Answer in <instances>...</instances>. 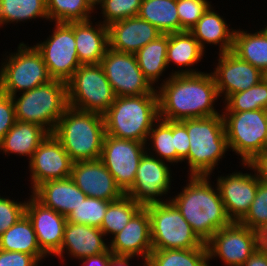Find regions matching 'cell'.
Masks as SVG:
<instances>
[{
    "label": "cell",
    "mask_w": 267,
    "mask_h": 266,
    "mask_svg": "<svg viewBox=\"0 0 267 266\" xmlns=\"http://www.w3.org/2000/svg\"><path fill=\"white\" fill-rule=\"evenodd\" d=\"M242 165L257 172L258 180L267 184V149L256 155L249 163H242Z\"/></svg>",
    "instance_id": "7dc6e473"
},
{
    "label": "cell",
    "mask_w": 267,
    "mask_h": 266,
    "mask_svg": "<svg viewBox=\"0 0 267 266\" xmlns=\"http://www.w3.org/2000/svg\"><path fill=\"white\" fill-rule=\"evenodd\" d=\"M92 24L91 19L74 22L76 51L81 65L100 64L109 47L108 26L101 22L96 26Z\"/></svg>",
    "instance_id": "d4e9b609"
},
{
    "label": "cell",
    "mask_w": 267,
    "mask_h": 266,
    "mask_svg": "<svg viewBox=\"0 0 267 266\" xmlns=\"http://www.w3.org/2000/svg\"><path fill=\"white\" fill-rule=\"evenodd\" d=\"M0 68V92L13 96L49 83L47 66L35 46L21 42L17 52L6 56Z\"/></svg>",
    "instance_id": "ba28073f"
},
{
    "label": "cell",
    "mask_w": 267,
    "mask_h": 266,
    "mask_svg": "<svg viewBox=\"0 0 267 266\" xmlns=\"http://www.w3.org/2000/svg\"><path fill=\"white\" fill-rule=\"evenodd\" d=\"M256 172H234L217 179L219 190L227 216L232 222H239L248 212L258 188Z\"/></svg>",
    "instance_id": "ac0fdd59"
},
{
    "label": "cell",
    "mask_w": 267,
    "mask_h": 266,
    "mask_svg": "<svg viewBox=\"0 0 267 266\" xmlns=\"http://www.w3.org/2000/svg\"><path fill=\"white\" fill-rule=\"evenodd\" d=\"M140 203L135 202L131 197L123 195L120 199L112 201L103 217L99 228L106 236H114L127 225L130 219L142 208Z\"/></svg>",
    "instance_id": "e575fe53"
},
{
    "label": "cell",
    "mask_w": 267,
    "mask_h": 266,
    "mask_svg": "<svg viewBox=\"0 0 267 266\" xmlns=\"http://www.w3.org/2000/svg\"><path fill=\"white\" fill-rule=\"evenodd\" d=\"M167 48L168 34H161L135 53L139 68L152 86L168 68Z\"/></svg>",
    "instance_id": "4dcf8cb0"
},
{
    "label": "cell",
    "mask_w": 267,
    "mask_h": 266,
    "mask_svg": "<svg viewBox=\"0 0 267 266\" xmlns=\"http://www.w3.org/2000/svg\"><path fill=\"white\" fill-rule=\"evenodd\" d=\"M38 264L32 255L0 250V266H39Z\"/></svg>",
    "instance_id": "bcb514c9"
},
{
    "label": "cell",
    "mask_w": 267,
    "mask_h": 266,
    "mask_svg": "<svg viewBox=\"0 0 267 266\" xmlns=\"http://www.w3.org/2000/svg\"><path fill=\"white\" fill-rule=\"evenodd\" d=\"M103 118L107 135L148 144V134L159 119L158 95L116 97Z\"/></svg>",
    "instance_id": "3957f363"
},
{
    "label": "cell",
    "mask_w": 267,
    "mask_h": 266,
    "mask_svg": "<svg viewBox=\"0 0 267 266\" xmlns=\"http://www.w3.org/2000/svg\"><path fill=\"white\" fill-rule=\"evenodd\" d=\"M25 214L33 224L41 250L47 257L54 256L62 245L67 218L43 205L33 195L26 201Z\"/></svg>",
    "instance_id": "d6986e66"
},
{
    "label": "cell",
    "mask_w": 267,
    "mask_h": 266,
    "mask_svg": "<svg viewBox=\"0 0 267 266\" xmlns=\"http://www.w3.org/2000/svg\"><path fill=\"white\" fill-rule=\"evenodd\" d=\"M112 254L113 253L108 249L104 253L87 256L81 259L82 266H108Z\"/></svg>",
    "instance_id": "c3c4849f"
},
{
    "label": "cell",
    "mask_w": 267,
    "mask_h": 266,
    "mask_svg": "<svg viewBox=\"0 0 267 266\" xmlns=\"http://www.w3.org/2000/svg\"><path fill=\"white\" fill-rule=\"evenodd\" d=\"M71 178L87 197L112 202L124 195L100 159L73 162Z\"/></svg>",
    "instance_id": "ffe728a7"
},
{
    "label": "cell",
    "mask_w": 267,
    "mask_h": 266,
    "mask_svg": "<svg viewBox=\"0 0 267 266\" xmlns=\"http://www.w3.org/2000/svg\"><path fill=\"white\" fill-rule=\"evenodd\" d=\"M54 25L52 35L34 46L40 52L51 78L67 83L81 65L76 51L74 22H55Z\"/></svg>",
    "instance_id": "8fae6325"
},
{
    "label": "cell",
    "mask_w": 267,
    "mask_h": 266,
    "mask_svg": "<svg viewBox=\"0 0 267 266\" xmlns=\"http://www.w3.org/2000/svg\"><path fill=\"white\" fill-rule=\"evenodd\" d=\"M149 153V154H148ZM153 152H146L137 168L135 181L125 193L143 207L151 203L168 202L162 200V195L171 190L172 172L164 160L152 156Z\"/></svg>",
    "instance_id": "9a60e30c"
},
{
    "label": "cell",
    "mask_w": 267,
    "mask_h": 266,
    "mask_svg": "<svg viewBox=\"0 0 267 266\" xmlns=\"http://www.w3.org/2000/svg\"><path fill=\"white\" fill-rule=\"evenodd\" d=\"M173 137L176 148V163L183 162L190 148L186 127L180 121H173Z\"/></svg>",
    "instance_id": "f6af8a7d"
},
{
    "label": "cell",
    "mask_w": 267,
    "mask_h": 266,
    "mask_svg": "<svg viewBox=\"0 0 267 266\" xmlns=\"http://www.w3.org/2000/svg\"><path fill=\"white\" fill-rule=\"evenodd\" d=\"M161 34L155 26L139 16L129 17L108 26L109 48L135 54Z\"/></svg>",
    "instance_id": "7402d4cb"
},
{
    "label": "cell",
    "mask_w": 267,
    "mask_h": 266,
    "mask_svg": "<svg viewBox=\"0 0 267 266\" xmlns=\"http://www.w3.org/2000/svg\"><path fill=\"white\" fill-rule=\"evenodd\" d=\"M241 60L250 63L262 72L267 69V29L255 33L244 30L234 31L233 49Z\"/></svg>",
    "instance_id": "f546056e"
},
{
    "label": "cell",
    "mask_w": 267,
    "mask_h": 266,
    "mask_svg": "<svg viewBox=\"0 0 267 266\" xmlns=\"http://www.w3.org/2000/svg\"><path fill=\"white\" fill-rule=\"evenodd\" d=\"M31 193L43 205L65 217L87 197L71 177L48 180L38 185Z\"/></svg>",
    "instance_id": "cb8c5ba5"
},
{
    "label": "cell",
    "mask_w": 267,
    "mask_h": 266,
    "mask_svg": "<svg viewBox=\"0 0 267 266\" xmlns=\"http://www.w3.org/2000/svg\"><path fill=\"white\" fill-rule=\"evenodd\" d=\"M207 0H176L180 32L190 31L211 6Z\"/></svg>",
    "instance_id": "b9f144b4"
},
{
    "label": "cell",
    "mask_w": 267,
    "mask_h": 266,
    "mask_svg": "<svg viewBox=\"0 0 267 266\" xmlns=\"http://www.w3.org/2000/svg\"><path fill=\"white\" fill-rule=\"evenodd\" d=\"M49 20L54 22H78L92 19L95 10L87 0H46Z\"/></svg>",
    "instance_id": "d590c367"
},
{
    "label": "cell",
    "mask_w": 267,
    "mask_h": 266,
    "mask_svg": "<svg viewBox=\"0 0 267 266\" xmlns=\"http://www.w3.org/2000/svg\"><path fill=\"white\" fill-rule=\"evenodd\" d=\"M209 261L216 256L227 266H242L260 246V233L231 222L218 230L207 242Z\"/></svg>",
    "instance_id": "7c38bea8"
},
{
    "label": "cell",
    "mask_w": 267,
    "mask_h": 266,
    "mask_svg": "<svg viewBox=\"0 0 267 266\" xmlns=\"http://www.w3.org/2000/svg\"><path fill=\"white\" fill-rule=\"evenodd\" d=\"M186 127L190 148L183 160L189 164V176H210L228 151L222 114L180 120Z\"/></svg>",
    "instance_id": "5b68a950"
},
{
    "label": "cell",
    "mask_w": 267,
    "mask_h": 266,
    "mask_svg": "<svg viewBox=\"0 0 267 266\" xmlns=\"http://www.w3.org/2000/svg\"><path fill=\"white\" fill-rule=\"evenodd\" d=\"M225 102V103H224ZM224 112H242L267 109V83L262 79L247 90L229 95L225 101Z\"/></svg>",
    "instance_id": "8d00e7d4"
},
{
    "label": "cell",
    "mask_w": 267,
    "mask_h": 266,
    "mask_svg": "<svg viewBox=\"0 0 267 266\" xmlns=\"http://www.w3.org/2000/svg\"><path fill=\"white\" fill-rule=\"evenodd\" d=\"M155 127V128H154ZM152 142L151 148L146 151H154L155 156L159 159L173 164L176 162V148L173 137V121L159 118L151 128L147 141Z\"/></svg>",
    "instance_id": "74e56055"
},
{
    "label": "cell",
    "mask_w": 267,
    "mask_h": 266,
    "mask_svg": "<svg viewBox=\"0 0 267 266\" xmlns=\"http://www.w3.org/2000/svg\"><path fill=\"white\" fill-rule=\"evenodd\" d=\"M90 4H91V6L94 8V9H96L95 7V5H99V3L102 1V0H87Z\"/></svg>",
    "instance_id": "f5cc1de1"
},
{
    "label": "cell",
    "mask_w": 267,
    "mask_h": 266,
    "mask_svg": "<svg viewBox=\"0 0 267 266\" xmlns=\"http://www.w3.org/2000/svg\"><path fill=\"white\" fill-rule=\"evenodd\" d=\"M147 143L126 140L105 134L100 161L114 177L116 185L125 194L133 185Z\"/></svg>",
    "instance_id": "5bb4252c"
},
{
    "label": "cell",
    "mask_w": 267,
    "mask_h": 266,
    "mask_svg": "<svg viewBox=\"0 0 267 266\" xmlns=\"http://www.w3.org/2000/svg\"><path fill=\"white\" fill-rule=\"evenodd\" d=\"M142 0H102L100 8L104 17L102 24L109 26L113 22L138 16Z\"/></svg>",
    "instance_id": "60d3db41"
},
{
    "label": "cell",
    "mask_w": 267,
    "mask_h": 266,
    "mask_svg": "<svg viewBox=\"0 0 267 266\" xmlns=\"http://www.w3.org/2000/svg\"><path fill=\"white\" fill-rule=\"evenodd\" d=\"M132 258H134V256L112 254L108 266H130L129 261Z\"/></svg>",
    "instance_id": "f907efd6"
},
{
    "label": "cell",
    "mask_w": 267,
    "mask_h": 266,
    "mask_svg": "<svg viewBox=\"0 0 267 266\" xmlns=\"http://www.w3.org/2000/svg\"><path fill=\"white\" fill-rule=\"evenodd\" d=\"M73 161L52 134L42 141L29 161L31 190L48 180L71 177Z\"/></svg>",
    "instance_id": "2e32d148"
},
{
    "label": "cell",
    "mask_w": 267,
    "mask_h": 266,
    "mask_svg": "<svg viewBox=\"0 0 267 266\" xmlns=\"http://www.w3.org/2000/svg\"><path fill=\"white\" fill-rule=\"evenodd\" d=\"M211 73L215 79L218 94L224 99L234 93L247 90L262 80L260 69L241 60L232 51L219 53L217 66Z\"/></svg>",
    "instance_id": "e0dca14e"
},
{
    "label": "cell",
    "mask_w": 267,
    "mask_h": 266,
    "mask_svg": "<svg viewBox=\"0 0 267 266\" xmlns=\"http://www.w3.org/2000/svg\"><path fill=\"white\" fill-rule=\"evenodd\" d=\"M111 201L86 197L66 218L67 222L101 227Z\"/></svg>",
    "instance_id": "f35d334b"
},
{
    "label": "cell",
    "mask_w": 267,
    "mask_h": 266,
    "mask_svg": "<svg viewBox=\"0 0 267 266\" xmlns=\"http://www.w3.org/2000/svg\"><path fill=\"white\" fill-rule=\"evenodd\" d=\"M67 93L69 107L101 115L116 98L100 64L80 65L67 82Z\"/></svg>",
    "instance_id": "30bf717a"
},
{
    "label": "cell",
    "mask_w": 267,
    "mask_h": 266,
    "mask_svg": "<svg viewBox=\"0 0 267 266\" xmlns=\"http://www.w3.org/2000/svg\"><path fill=\"white\" fill-rule=\"evenodd\" d=\"M100 65L116 97L157 93L138 66L136 55L108 47Z\"/></svg>",
    "instance_id": "4fadbf2b"
},
{
    "label": "cell",
    "mask_w": 267,
    "mask_h": 266,
    "mask_svg": "<svg viewBox=\"0 0 267 266\" xmlns=\"http://www.w3.org/2000/svg\"><path fill=\"white\" fill-rule=\"evenodd\" d=\"M138 16L162 34L180 32L176 0H142Z\"/></svg>",
    "instance_id": "1f68e13d"
},
{
    "label": "cell",
    "mask_w": 267,
    "mask_h": 266,
    "mask_svg": "<svg viewBox=\"0 0 267 266\" xmlns=\"http://www.w3.org/2000/svg\"><path fill=\"white\" fill-rule=\"evenodd\" d=\"M262 79L267 83V69L262 72Z\"/></svg>",
    "instance_id": "db71d44e"
},
{
    "label": "cell",
    "mask_w": 267,
    "mask_h": 266,
    "mask_svg": "<svg viewBox=\"0 0 267 266\" xmlns=\"http://www.w3.org/2000/svg\"><path fill=\"white\" fill-rule=\"evenodd\" d=\"M52 134L73 162L100 159L106 134L103 115L68 107Z\"/></svg>",
    "instance_id": "277c9868"
},
{
    "label": "cell",
    "mask_w": 267,
    "mask_h": 266,
    "mask_svg": "<svg viewBox=\"0 0 267 266\" xmlns=\"http://www.w3.org/2000/svg\"><path fill=\"white\" fill-rule=\"evenodd\" d=\"M144 207L150 215L152 250L207 247L170 200Z\"/></svg>",
    "instance_id": "52a82bcc"
},
{
    "label": "cell",
    "mask_w": 267,
    "mask_h": 266,
    "mask_svg": "<svg viewBox=\"0 0 267 266\" xmlns=\"http://www.w3.org/2000/svg\"><path fill=\"white\" fill-rule=\"evenodd\" d=\"M22 95H13L17 121L31 122L52 133L68 105L67 83L51 80Z\"/></svg>",
    "instance_id": "8992f818"
},
{
    "label": "cell",
    "mask_w": 267,
    "mask_h": 266,
    "mask_svg": "<svg viewBox=\"0 0 267 266\" xmlns=\"http://www.w3.org/2000/svg\"><path fill=\"white\" fill-rule=\"evenodd\" d=\"M164 80L156 86L159 118L180 121L220 114L214 108L219 94L212 73H171Z\"/></svg>",
    "instance_id": "6da1fadb"
},
{
    "label": "cell",
    "mask_w": 267,
    "mask_h": 266,
    "mask_svg": "<svg viewBox=\"0 0 267 266\" xmlns=\"http://www.w3.org/2000/svg\"><path fill=\"white\" fill-rule=\"evenodd\" d=\"M110 241L109 250L114 255L140 256L145 263L152 251L148 210L142 207Z\"/></svg>",
    "instance_id": "44dd1931"
},
{
    "label": "cell",
    "mask_w": 267,
    "mask_h": 266,
    "mask_svg": "<svg viewBox=\"0 0 267 266\" xmlns=\"http://www.w3.org/2000/svg\"><path fill=\"white\" fill-rule=\"evenodd\" d=\"M26 202L0 196V236L25 214Z\"/></svg>",
    "instance_id": "7bdbcfd3"
},
{
    "label": "cell",
    "mask_w": 267,
    "mask_h": 266,
    "mask_svg": "<svg viewBox=\"0 0 267 266\" xmlns=\"http://www.w3.org/2000/svg\"><path fill=\"white\" fill-rule=\"evenodd\" d=\"M144 266H210L207 247L152 250Z\"/></svg>",
    "instance_id": "d6a6232c"
},
{
    "label": "cell",
    "mask_w": 267,
    "mask_h": 266,
    "mask_svg": "<svg viewBox=\"0 0 267 266\" xmlns=\"http://www.w3.org/2000/svg\"><path fill=\"white\" fill-rule=\"evenodd\" d=\"M228 147L249 163L267 149L266 110L222 112Z\"/></svg>",
    "instance_id": "9c48e42d"
},
{
    "label": "cell",
    "mask_w": 267,
    "mask_h": 266,
    "mask_svg": "<svg viewBox=\"0 0 267 266\" xmlns=\"http://www.w3.org/2000/svg\"><path fill=\"white\" fill-rule=\"evenodd\" d=\"M49 132L38 124L16 121L0 141V150L6 154H19L32 158L33 153Z\"/></svg>",
    "instance_id": "4316f807"
},
{
    "label": "cell",
    "mask_w": 267,
    "mask_h": 266,
    "mask_svg": "<svg viewBox=\"0 0 267 266\" xmlns=\"http://www.w3.org/2000/svg\"><path fill=\"white\" fill-rule=\"evenodd\" d=\"M260 246L267 249V226L260 232Z\"/></svg>",
    "instance_id": "816d5d0a"
},
{
    "label": "cell",
    "mask_w": 267,
    "mask_h": 266,
    "mask_svg": "<svg viewBox=\"0 0 267 266\" xmlns=\"http://www.w3.org/2000/svg\"><path fill=\"white\" fill-rule=\"evenodd\" d=\"M234 31L233 28L229 29L226 21L214 11L212 5L190 30L203 50L206 48L205 44H214L219 46V53L232 51Z\"/></svg>",
    "instance_id": "484cf974"
},
{
    "label": "cell",
    "mask_w": 267,
    "mask_h": 266,
    "mask_svg": "<svg viewBox=\"0 0 267 266\" xmlns=\"http://www.w3.org/2000/svg\"><path fill=\"white\" fill-rule=\"evenodd\" d=\"M0 250L26 253L38 262L47 256L41 250L33 224L26 214L0 236Z\"/></svg>",
    "instance_id": "f1b7e54d"
},
{
    "label": "cell",
    "mask_w": 267,
    "mask_h": 266,
    "mask_svg": "<svg viewBox=\"0 0 267 266\" xmlns=\"http://www.w3.org/2000/svg\"><path fill=\"white\" fill-rule=\"evenodd\" d=\"M38 17L49 20L46 0H0V27Z\"/></svg>",
    "instance_id": "836d02e7"
},
{
    "label": "cell",
    "mask_w": 267,
    "mask_h": 266,
    "mask_svg": "<svg viewBox=\"0 0 267 266\" xmlns=\"http://www.w3.org/2000/svg\"><path fill=\"white\" fill-rule=\"evenodd\" d=\"M242 266H267V249L259 246Z\"/></svg>",
    "instance_id": "681fc988"
},
{
    "label": "cell",
    "mask_w": 267,
    "mask_h": 266,
    "mask_svg": "<svg viewBox=\"0 0 267 266\" xmlns=\"http://www.w3.org/2000/svg\"><path fill=\"white\" fill-rule=\"evenodd\" d=\"M104 236L98 227L67 222L62 245L55 256L63 259V252H67L74 259L81 260L87 256L104 253L109 249V245L104 242Z\"/></svg>",
    "instance_id": "603a6c76"
},
{
    "label": "cell",
    "mask_w": 267,
    "mask_h": 266,
    "mask_svg": "<svg viewBox=\"0 0 267 266\" xmlns=\"http://www.w3.org/2000/svg\"><path fill=\"white\" fill-rule=\"evenodd\" d=\"M16 121L15 105L12 96L0 92V141Z\"/></svg>",
    "instance_id": "ee69618b"
},
{
    "label": "cell",
    "mask_w": 267,
    "mask_h": 266,
    "mask_svg": "<svg viewBox=\"0 0 267 266\" xmlns=\"http://www.w3.org/2000/svg\"><path fill=\"white\" fill-rule=\"evenodd\" d=\"M206 50L200 47L199 42L194 38L190 31H182L168 34V48H167V65L171 62L177 67L185 66V70L181 69L172 74H197L201 73L197 70L186 69L192 67L194 64L201 62ZM192 65V66H191Z\"/></svg>",
    "instance_id": "83f0119b"
},
{
    "label": "cell",
    "mask_w": 267,
    "mask_h": 266,
    "mask_svg": "<svg viewBox=\"0 0 267 266\" xmlns=\"http://www.w3.org/2000/svg\"><path fill=\"white\" fill-rule=\"evenodd\" d=\"M209 179L210 176H189L186 187L169 198L204 243L232 222L226 214L218 188L214 189Z\"/></svg>",
    "instance_id": "7a4b0ae2"
},
{
    "label": "cell",
    "mask_w": 267,
    "mask_h": 266,
    "mask_svg": "<svg viewBox=\"0 0 267 266\" xmlns=\"http://www.w3.org/2000/svg\"><path fill=\"white\" fill-rule=\"evenodd\" d=\"M250 229L261 232L267 226V184L258 183L255 198L247 214L239 221Z\"/></svg>",
    "instance_id": "ab89813d"
}]
</instances>
